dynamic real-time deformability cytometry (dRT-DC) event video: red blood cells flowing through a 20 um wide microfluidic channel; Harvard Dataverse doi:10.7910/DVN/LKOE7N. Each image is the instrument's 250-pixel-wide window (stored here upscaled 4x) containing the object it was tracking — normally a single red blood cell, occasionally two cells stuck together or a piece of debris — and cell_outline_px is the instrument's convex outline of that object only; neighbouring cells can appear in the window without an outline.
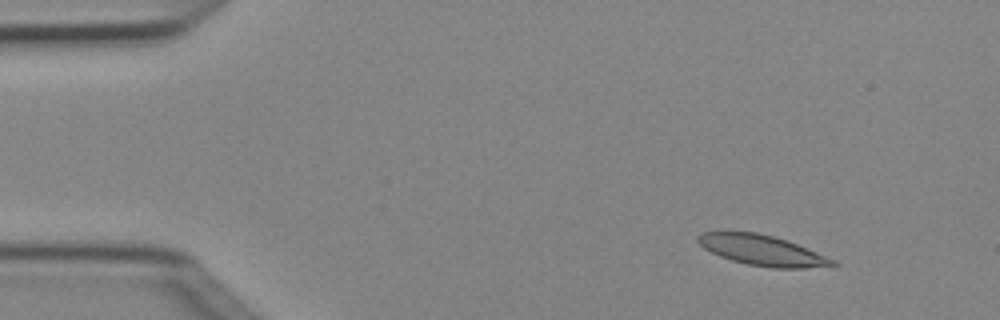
{"species": "Egyptian fruit bat (a non-hibernating species)", "species_latin": "Rousettus aegyptiacus", "temperature_condition": "cold", "stored_images_in_passage": 4, "camera_frame_rate_fps": 3000, "um_per_image_px": 0.085, "animal": {"sex": "female"}, "frame": {"image": 1, "passage_image": 2, "time_ms": 0.333, "image_size_px": [1000, 320], "cell_outline_px": [[840, 264], [804, 268], [772, 268], [748, 264], [732, 260], [720, 256], [704, 248], [696, 240], [696, 236], [704, 232], [728, 228], [756, 232], [788, 240], [836, 260]], "centroid_in_image_um": [64.71, 21.22], "position_along_channel_um": 20.3, "area_um2": 24.39}}
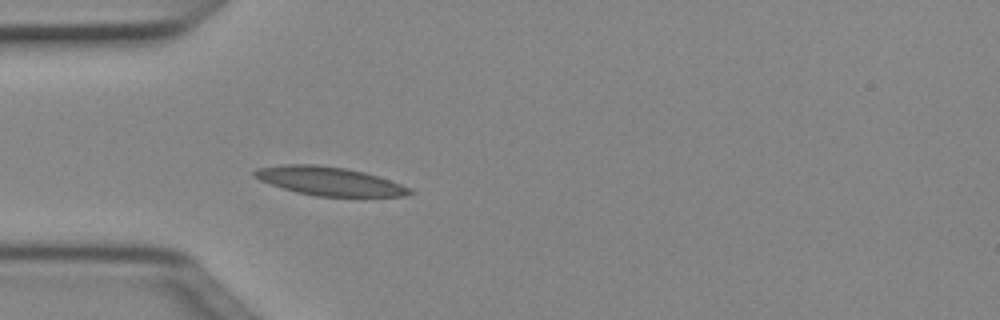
{"frame": {"image": 2, "passage_image": 4, "time_ms": 1.0, "image_size_px": [1000, 320], "cell_outline_px": [[416, 192], [404, 196], [316, 196], [296, 192], [260, 180], [252, 176], [252, 172], [256, 168], [284, 164], [316, 164], [344, 168], [364, 172], [412, 188]], "centroid_in_image_um": [27.97, 15.39], "position_along_channel_um": 57.0, "area_um2": 25.66}}